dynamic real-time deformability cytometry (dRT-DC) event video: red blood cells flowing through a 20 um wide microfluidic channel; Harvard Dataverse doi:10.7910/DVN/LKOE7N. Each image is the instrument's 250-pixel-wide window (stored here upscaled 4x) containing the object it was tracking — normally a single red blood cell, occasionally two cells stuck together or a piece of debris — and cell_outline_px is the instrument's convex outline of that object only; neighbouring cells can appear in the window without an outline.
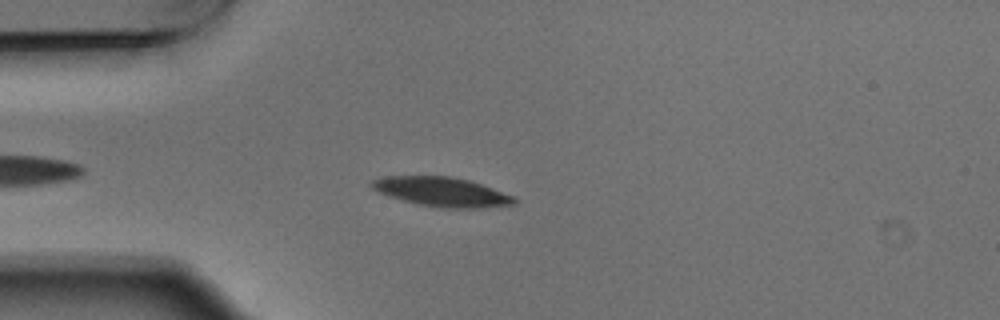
{"species": "Egyptian fruit bat (a non-hibernating species)", "species_latin": "Rousettus aegyptiacus", "temperature_condition": "warm", "stored_images_in_passage": 5, "camera_frame_rate_fps": 3000, "um_per_image_px": 0.085, "animal": {"sex": "male"}, "frame": {"image": 1, "passage_image": 4, "time_ms": 1.0, "image_size_px": [1000, 320], "cell_outline_px": [[516, 204], [484, 208], [440, 208], [416, 204], [400, 200], [376, 192], [368, 184], [372, 180], [384, 176], [452, 176], [468, 180], [516, 196]], "centroid_in_image_um": [37.52, 16.31], "position_along_channel_um": 47.5, "area_um2": 24.74}}